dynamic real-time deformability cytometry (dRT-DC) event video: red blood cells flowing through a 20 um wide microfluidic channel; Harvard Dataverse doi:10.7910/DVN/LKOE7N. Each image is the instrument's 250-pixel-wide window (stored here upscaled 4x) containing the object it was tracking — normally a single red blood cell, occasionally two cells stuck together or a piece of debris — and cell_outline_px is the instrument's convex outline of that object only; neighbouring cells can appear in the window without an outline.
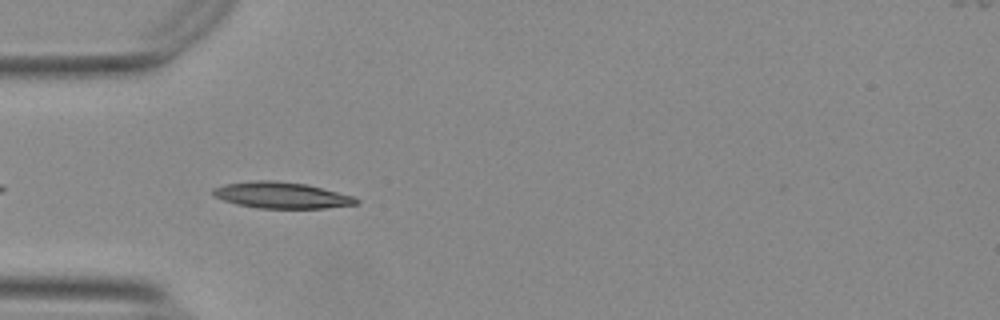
{"species": "Egyptian fruit bat (a non-hibernating species)", "species_latin": "Rousettus aegyptiacus", "temperature_condition": "warm", "stored_images_in_passage": 40, "camera_frame_rate_fps": 3000, "um_per_image_px": 0.085, "animal": {"sex": "female"}, "frame": {"image": 1, "passage_image": 3, "time_ms": 0.667, "image_size_px": [1000, 320], "cell_outline_px": [[360, 200], [356, 204], [324, 208], [256, 208], [236, 204], [212, 196], [212, 188], [224, 184], [256, 180], [276, 180], [308, 184], [352, 196]], "centroid_in_image_um": [23.88, 16.58], "position_along_channel_um": 61.1, "area_um2": 21.96}}
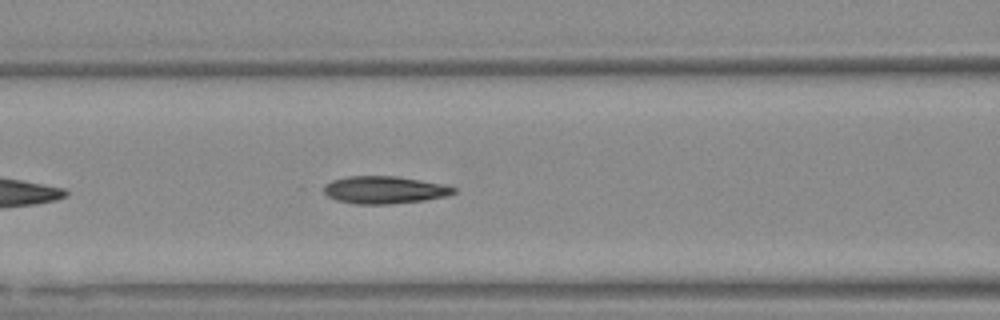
{"frame": {"image": 2, "passage_image": 9, "time_ms": 2.667, "image_size_px": [1000, 320], "cell_outline_px": [[456, 192], [444, 196], [424, 200], [388, 204], [356, 204], [336, 200], [328, 196], [324, 192], [324, 188], [332, 180], [348, 176], [396, 176], [420, 180], [440, 184], [456, 188]], "centroid_in_image_um": [32.65, 16.14], "position_along_channel_um": 133.9, "area_um2": 20.46}}
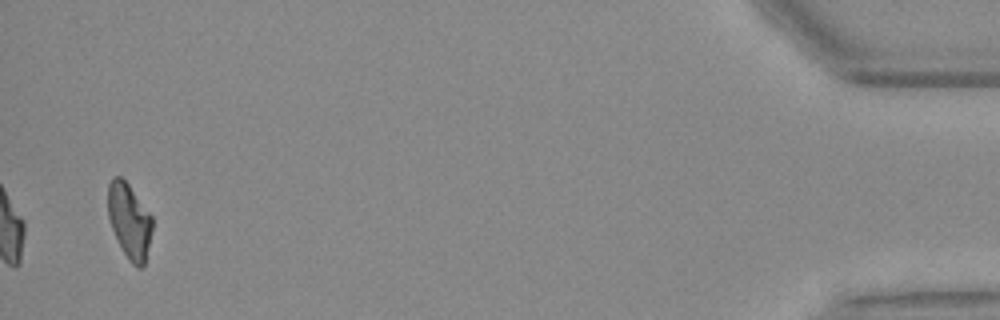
{"frame": {"image": 3, "passage_image": 39, "time_ms": 12.667, "image_size_px": [1000, 320], "cell_outline_px": [[152, 228], [144, 264], [140, 268], [136, 268], [128, 260], [112, 228], [108, 216], [108, 184], [112, 176], [120, 176], [128, 184], [152, 216]], "centroid_in_image_um": [10.98, 18.76], "position_along_channel_um": 424.2, "area_um2": 19.07}, "authors_computed_cell_mechanics": {"area_um2": 20.3167, "velocity_mm_per_s": 3.7555, "shape_relaxation_time_tau1_ms": 6.9719, "shape_relaxation_time_tau2_ms": 2.8696, "deformation_change_tau1": 0.2209, "deformation_change_tau2": 0.1094}}